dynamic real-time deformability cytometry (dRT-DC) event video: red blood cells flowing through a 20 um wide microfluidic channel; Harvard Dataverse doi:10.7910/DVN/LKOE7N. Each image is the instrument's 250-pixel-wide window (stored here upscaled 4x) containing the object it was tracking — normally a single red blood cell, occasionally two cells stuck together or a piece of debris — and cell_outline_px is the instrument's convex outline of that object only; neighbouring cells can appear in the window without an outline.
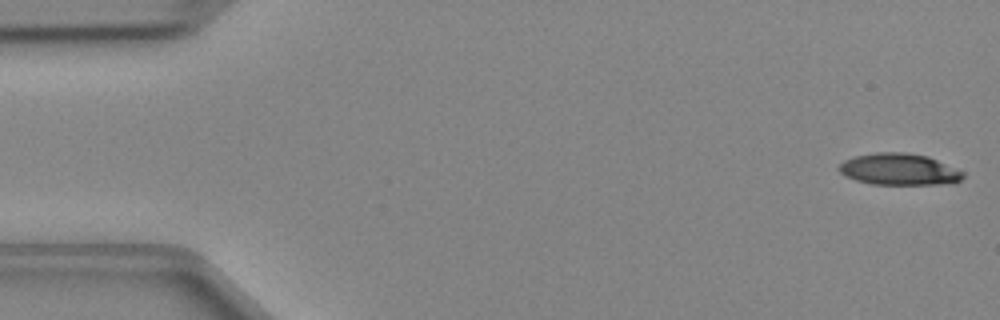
{"species": "Egyptian fruit bat (a non-hibernating species)", "species_latin": "Rousettus aegyptiacus", "temperature_condition": "cold", "stored_images_in_passage": 47, "camera_frame_rate_fps": 3000, "um_per_image_px": 0.085, "animal": {"sex": "female"}, "frame": {"image": 1, "passage_image": 1, "time_ms": 0.0, "image_size_px": [1000, 320], "cell_outline_px": [[964, 176], [960, 180], [952, 184], [872, 184], [856, 180], [840, 172], [836, 168], [844, 160], [856, 156], [876, 152], [904, 152], [928, 156], [964, 172]], "centroid_in_image_um": [76.43, 14.39], "position_along_channel_um": 8.6, "area_um2": 22.77}}
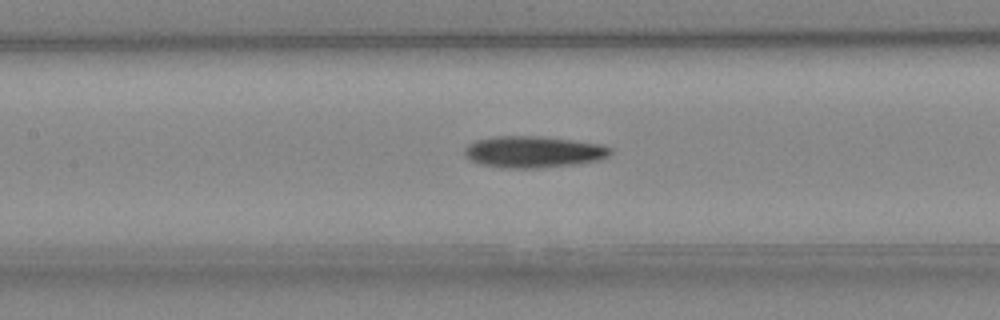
{"frame": {"image": 2, "passage_image": 21, "time_ms": 6.667, "image_size_px": [1000, 320], "cell_outline_px": [[612, 152], [608, 156], [600, 160], [572, 164], [536, 168], [512, 168], [484, 164], [472, 160], [464, 156], [464, 148], [468, 144], [476, 140], [496, 136], [540, 136], [604, 144], [612, 148]], "centroid_in_image_um": [45.37, 12.89], "position_along_channel_um": 162.0, "area_um2": 26.65}}
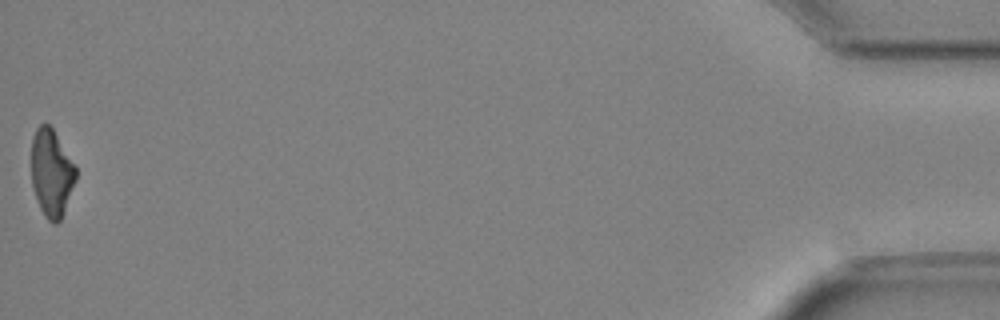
{"frame": {"image": 3, "passage_image": 47, "time_ms": 15.333, "image_size_px": [1000, 320], "cell_outline_px": [[76, 180], [64, 212], [60, 220], [56, 224], [52, 224], [44, 216], [36, 200], [32, 184], [32, 136], [36, 128], [44, 120], [52, 128], [76, 168]], "centroid_in_image_um": [4.36, 14.71], "position_along_channel_um": 430.8, "area_um2": 22.6}}